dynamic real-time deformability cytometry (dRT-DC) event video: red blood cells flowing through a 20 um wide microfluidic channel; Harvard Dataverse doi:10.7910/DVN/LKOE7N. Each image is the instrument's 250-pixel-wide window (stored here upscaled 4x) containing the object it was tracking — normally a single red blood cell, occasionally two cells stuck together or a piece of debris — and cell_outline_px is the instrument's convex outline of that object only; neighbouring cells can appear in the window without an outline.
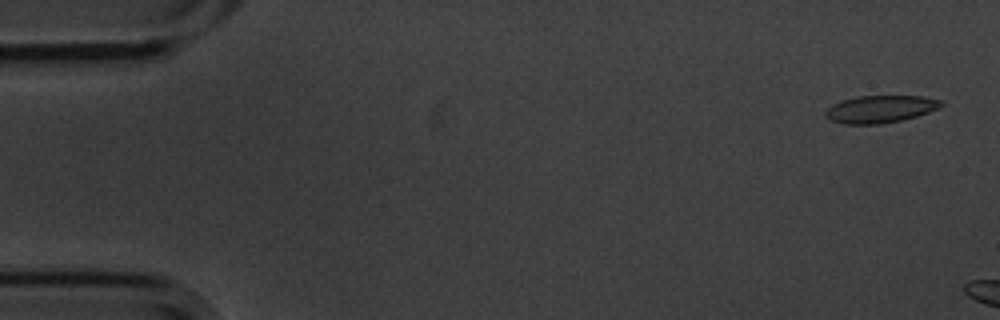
{"species": "common noctule bat (a hibernating species)", "species_latin": "Nyctalus noctula", "temperature_condition": "cold", "stored_images_in_passage": 7, "camera_frame_rate_fps": 3000, "um_per_image_px": 0.085, "animal": {"sex": "male", "body_mass_g": 20.1, "forearm_length_mm": 53.5}, "frame": {"image": 1, "passage_image": 2, "time_ms": 0.333, "image_size_px": [1000, 320], "cell_outline_px": [[944, 104], [928, 112], [904, 120], [880, 124], [844, 124], [832, 120], [824, 116], [824, 112], [832, 104], [856, 96], [924, 96], [944, 100]], "centroid_in_image_um": [74.83, 9.27], "position_along_channel_um": 10.2, "area_um2": 18.5}}